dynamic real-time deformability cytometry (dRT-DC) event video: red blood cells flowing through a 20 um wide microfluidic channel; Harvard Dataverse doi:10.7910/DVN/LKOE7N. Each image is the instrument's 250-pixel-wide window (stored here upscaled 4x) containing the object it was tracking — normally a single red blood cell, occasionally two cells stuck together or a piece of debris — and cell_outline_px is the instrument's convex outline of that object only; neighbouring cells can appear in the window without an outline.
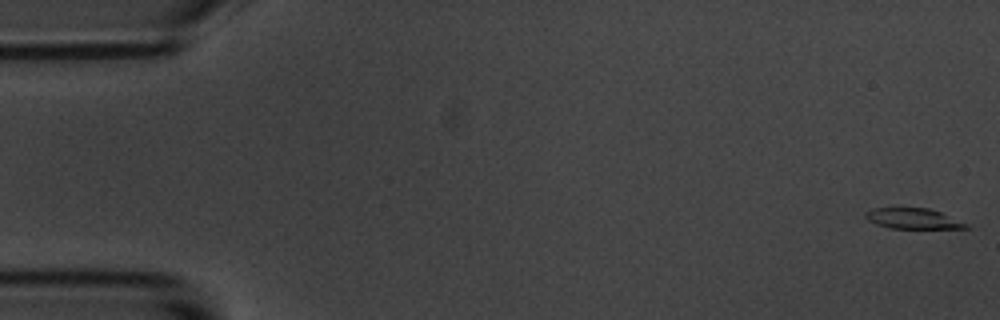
{"species": "common noctule bat (a hibernating species)", "species_latin": "Nyctalus noctula", "temperature_condition": "room temperature", "stored_images_in_passage": 57, "camera_frame_rate_fps": 3000, "um_per_image_px": 0.085, "animal": {"sex": "male", "body_mass_g": 20.1, "forearm_length_mm": 53.5}, "frame": {"image": 1, "passage_image": 1, "time_ms": 0.0, "image_size_px": [1000, 320], "cell_outline_px": [[968, 228], [888, 228], [876, 224], [868, 220], [864, 216], [864, 212], [872, 208], [928, 208], [940, 212], [968, 224]], "centroid_in_image_um": [77.54, 18.57], "position_along_channel_um": 7.5, "area_um2": 11.91}}
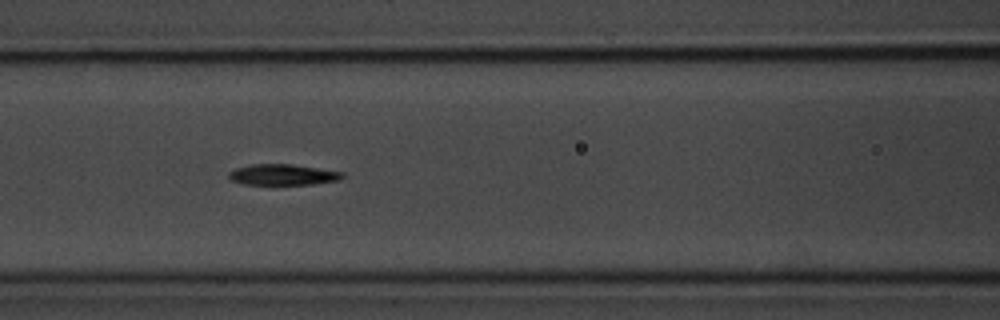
{"frame": {"image": 2, "passage_image": 24, "time_ms": 7.667, "image_size_px": [1000, 320], "cell_outline_px": [[344, 176], [340, 180], [312, 184], [244, 184], [232, 180], [228, 176], [228, 172], [236, 168], [252, 164], [292, 164], [344, 172]], "centroid_in_image_um": [24.05, 14.84], "position_along_channel_um": 142.5, "area_um2": 13.76}}
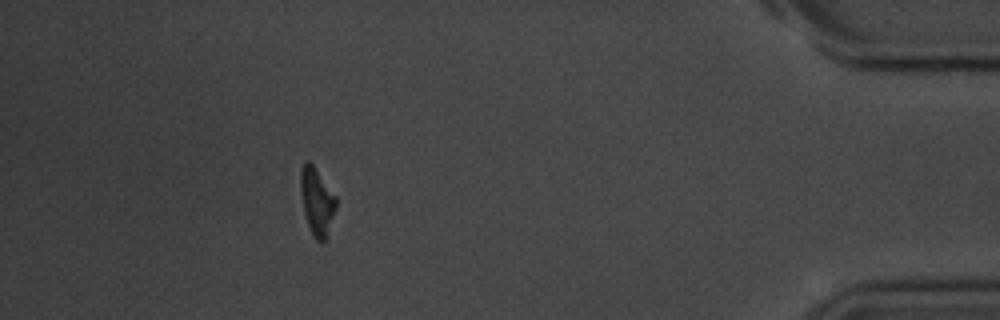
{"frame": {"image": 3, "passage_image": 51, "time_ms": 16.667, "image_size_px": [1000, 320], "cell_outline_px": [[336, 208], [324, 240], [320, 244], [316, 240], [308, 224], [304, 212], [300, 192], [300, 172], [304, 160], [308, 160], [312, 164], [336, 196]], "centroid_in_image_um": [26.91, 17.08], "position_along_channel_um": 408.3, "area_um2": 13.64}, "authors_computed_cell_mechanics": {"area_um2": 14.0454, "velocity_mm_per_s": 3.5554, "shape_relaxation_time_tau1_ms": 2.9223, "shape_relaxation_time_tau2_ms": 5.3878, "deformation_change_tau1": 0.1384, "deformation_change_tau2": 0.1321}}